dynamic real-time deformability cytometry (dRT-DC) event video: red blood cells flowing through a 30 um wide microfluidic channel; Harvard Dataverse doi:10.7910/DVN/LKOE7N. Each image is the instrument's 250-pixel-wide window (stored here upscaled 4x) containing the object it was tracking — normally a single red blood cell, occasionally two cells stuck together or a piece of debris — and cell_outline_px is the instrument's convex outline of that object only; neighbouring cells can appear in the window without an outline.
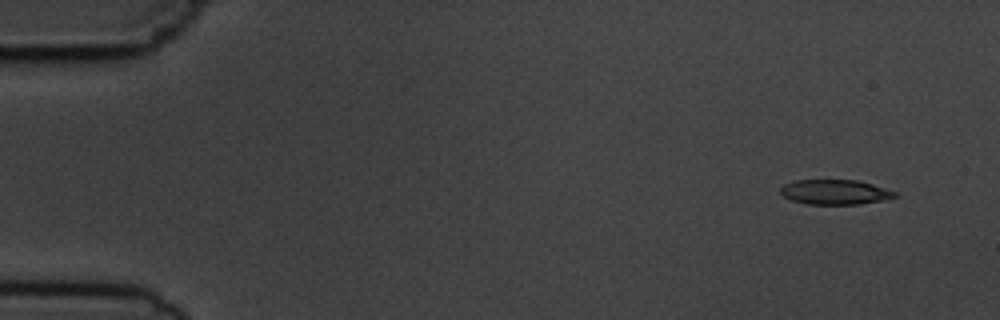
{"species": "common noctule bat (a hibernating species)", "species_latin": "Nyctalus noctula", "temperature_condition": "cold", "stored_images_in_passage": 4, "camera_frame_rate_fps": 3000, "um_per_image_px": 0.085, "animal": {"sex": "male", "body_mass_g": 19.5, "forearm_length_mm": 54.6}, "frame": {"image": 1, "passage_image": 1, "time_ms": 0.0, "image_size_px": [1000, 320], "cell_outline_px": [[896, 196], [884, 200], [860, 204], [808, 204], [792, 200], [784, 196], [780, 192], [780, 188], [784, 184], [796, 180], [856, 180], [872, 184], [896, 192]], "centroid_in_image_um": [70.96, 16.32], "position_along_channel_um": 14.0, "area_um2": 16.42}}
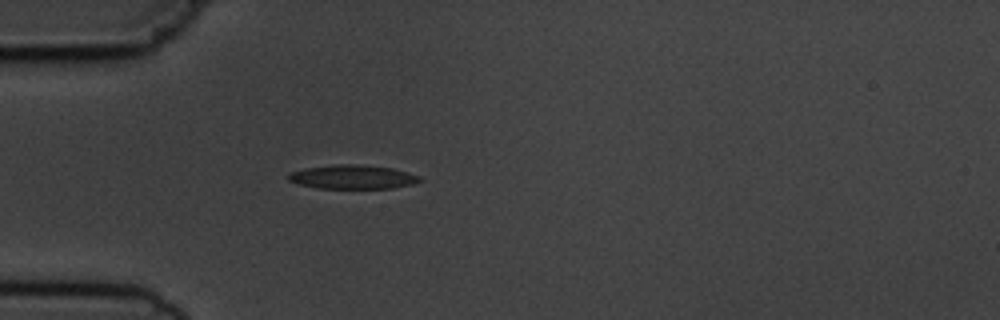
{"frame": {"image": 2, "passage_image": 4, "time_ms": 4.0, "image_size_px": [1000, 320], "cell_outline_px": [[424, 180], [412, 184], [392, 188], [316, 188], [300, 184], [288, 180], [288, 172], [304, 168], [336, 164], [352, 164], [392, 168], [408, 172], [420, 176]], "centroid_in_image_um": [29.97, 15.04], "position_along_channel_um": 55.0, "area_um2": 18.32}}